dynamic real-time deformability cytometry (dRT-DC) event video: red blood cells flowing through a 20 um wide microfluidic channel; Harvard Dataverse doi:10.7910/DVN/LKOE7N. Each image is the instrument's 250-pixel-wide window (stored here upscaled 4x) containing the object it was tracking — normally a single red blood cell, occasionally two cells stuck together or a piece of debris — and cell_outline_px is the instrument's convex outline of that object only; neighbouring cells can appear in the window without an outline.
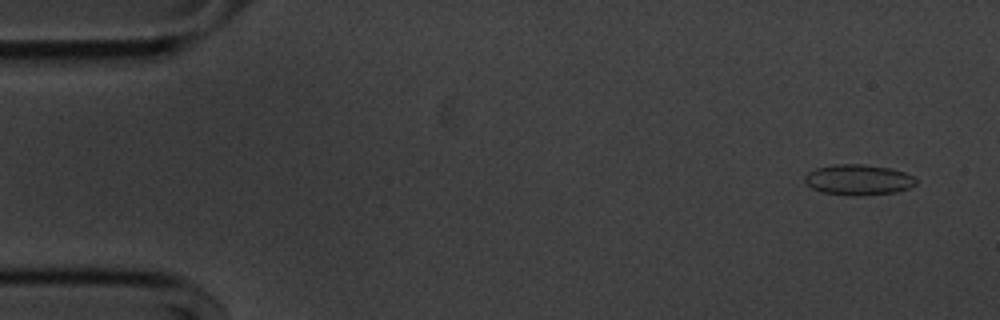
{"species": "common noctule bat (a hibernating species)", "species_latin": "Nyctalus noctula", "temperature_condition": "cold", "stored_images_in_passage": 55, "camera_frame_rate_fps": 3000, "um_per_image_px": 0.085, "animal": {"sex": "male", "body_mass_g": 20.1, "forearm_length_mm": 53.5}, "frame": {"image": 1, "passage_image": 3, "time_ms": 0.667, "image_size_px": [1000, 320], "cell_outline_px": [[916, 184], [908, 188], [896, 192], [824, 192], [812, 188], [804, 184], [804, 176], [808, 172], [816, 168], [832, 164], [864, 164], [892, 168], [904, 172], [912, 176], [916, 180]], "centroid_in_image_um": [72.93, 15.2], "position_along_channel_um": 12.1, "area_um2": 18.84}}
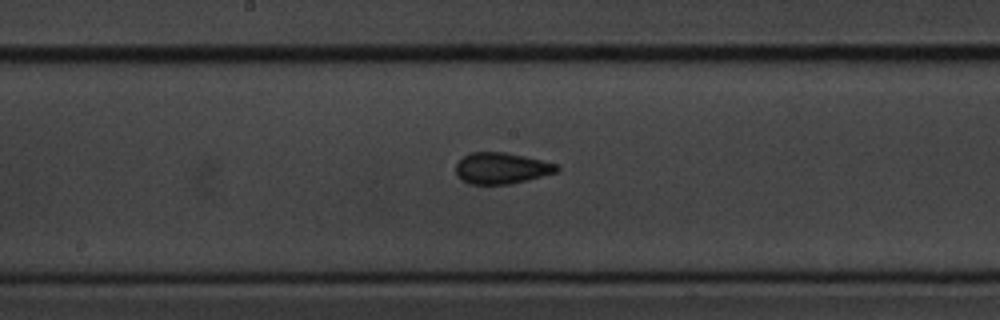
{"frame": {"image": 2, "passage_image": 28, "time_ms": 9.0, "image_size_px": [1000, 320], "cell_outline_px": [[560, 168], [556, 172], [528, 180], [508, 184], [472, 184], [460, 180], [456, 176], [456, 164], [464, 156], [472, 152], [504, 152], [524, 156], [556, 164]], "centroid_in_image_um": [42.59, 14.3], "position_along_channel_um": 205.6, "area_um2": 18.26}}
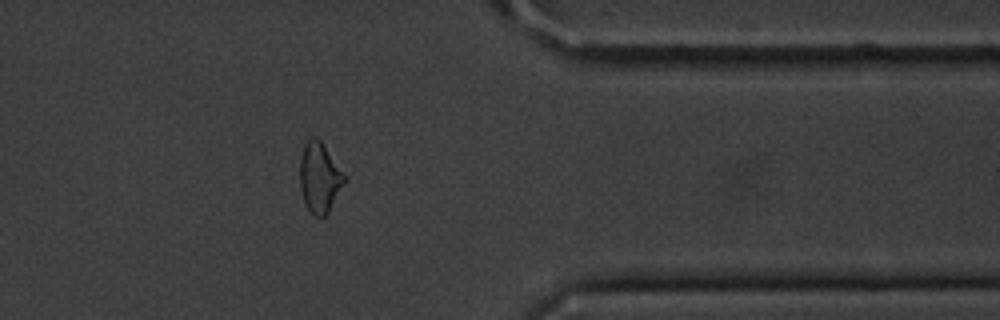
{"frame": {"image": 3, "passage_image": 44, "time_ms": 14.333, "image_size_px": [1000, 320], "cell_outline_px": [[348, 180], [328, 212], [324, 216], [316, 216], [304, 204], [300, 188], [300, 156], [304, 144], [312, 136], [320, 140], [348, 176]], "centroid_in_image_um": [27.2, 15.08], "position_along_channel_um": 384.2, "area_um2": 18.5}, "authors_computed_cell_mechanics": {"area_um2": 18.496, "velocity_mm_per_s": 3.6176, "shape_relaxation_time_tau1_ms": 3.7325, "shape_relaxation_time_tau2_ms": 1.704, "deformation_change_tau1": 0.0792, "deformation_change_tau2": 0.0857}}